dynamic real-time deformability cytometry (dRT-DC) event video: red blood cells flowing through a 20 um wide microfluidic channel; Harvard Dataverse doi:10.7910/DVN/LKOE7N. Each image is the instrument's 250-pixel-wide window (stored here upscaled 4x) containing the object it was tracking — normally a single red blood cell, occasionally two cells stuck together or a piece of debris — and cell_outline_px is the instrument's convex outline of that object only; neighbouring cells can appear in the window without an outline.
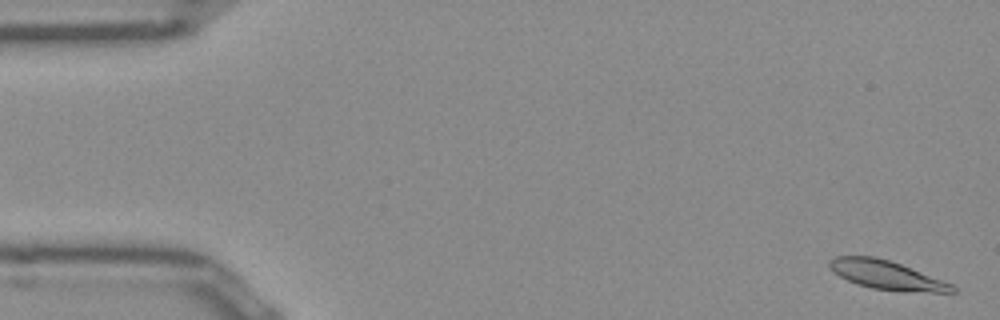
{"species": "Egyptian fruit bat (a non-hibernating species)", "species_latin": "Rousettus aegyptiacus", "temperature_condition": "room temperature", "stored_images_in_passage": 52, "camera_frame_rate_fps": 3000, "um_per_image_px": 0.085, "frame": {"image": 1, "passage_image": 2, "time_ms": 0.333, "image_size_px": [1000, 320], "cell_outline_px": [[956, 292], [932, 292], [872, 288], [856, 284], [840, 276], [828, 268], [828, 260], [836, 256], [872, 256], [888, 260], [900, 264], [952, 284], [956, 288]], "centroid_in_image_um": [75.29, 23.36], "position_along_channel_um": 9.7, "area_um2": 20.11}}
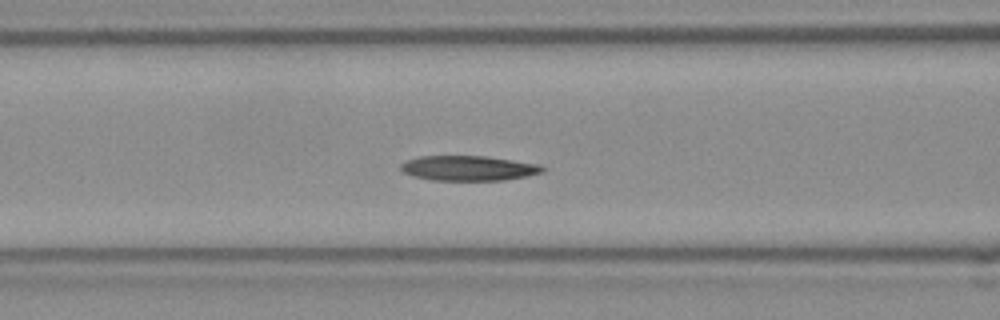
{"frame": {"image": 2, "passage_image": 21, "time_ms": 6.667, "image_size_px": [1000, 320], "cell_outline_px": [[548, 168], [544, 172], [504, 180], [432, 180], [416, 176], [404, 172], [400, 168], [400, 164], [408, 160], [420, 156], [484, 156], [540, 164]], "centroid_in_image_um": [39.87, 14.29], "position_along_channel_um": 126.7, "area_um2": 20.46}}
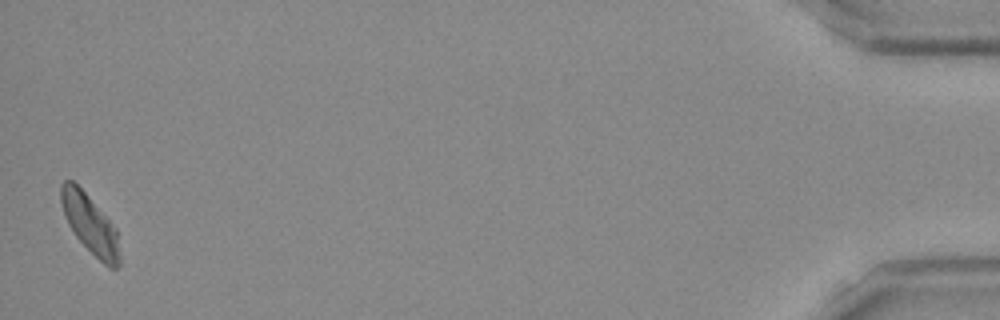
{"frame": {"image": 3, "passage_image": 52, "time_ms": 17.0, "image_size_px": [1000, 320], "cell_outline_px": [[120, 264], [116, 268], [108, 268], [76, 236], [68, 224], [60, 200], [60, 184], [64, 180], [72, 180], [88, 196], [116, 228], [120, 256]], "centroid_in_image_um": [7.65, 19.05], "position_along_channel_um": 427.5, "area_um2": 19.71}, "authors_computed_cell_mechanics": {"area_um2": 20.7502, "velocity_mm_per_s": 3.8491, "shape_relaxation_time_tau1_ms": 6.0408, "shape_relaxation_time_tau2_ms": null, "deformation_change_tau1": 0.1636, "deformation_change_tau2": null}}